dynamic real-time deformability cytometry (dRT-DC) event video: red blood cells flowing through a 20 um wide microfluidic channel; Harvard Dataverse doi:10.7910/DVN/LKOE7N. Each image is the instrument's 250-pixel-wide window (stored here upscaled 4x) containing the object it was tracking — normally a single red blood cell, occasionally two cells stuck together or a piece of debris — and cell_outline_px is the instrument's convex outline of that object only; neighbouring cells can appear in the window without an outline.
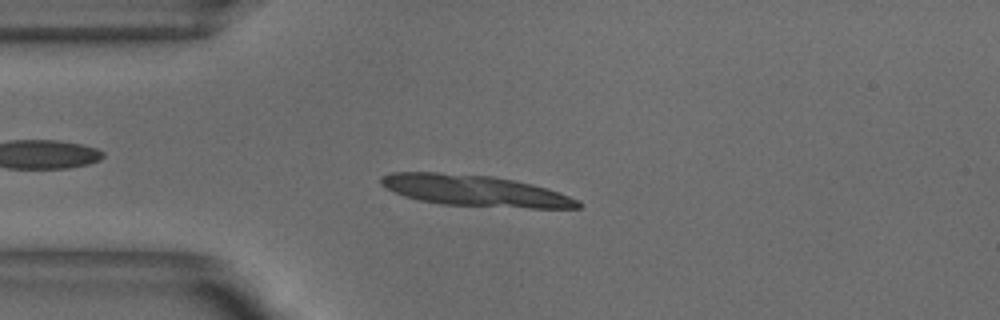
{"species": "common noctule bat (a hibernating species)", "species_latin": "Nyctalus noctula", "temperature_condition": "warm", "stored_images_in_passage": 12, "camera_frame_rate_fps": 3000, "um_per_image_px": 0.085, "animal": {"sex": "male", "body_mass_g": 18.8}, "frame": {"image": 1, "passage_image": 6, "time_ms": 1.667, "image_size_px": [1000, 320], "cell_outline_px": [[584, 204], [580, 208], [528, 208], [440, 204], [420, 200], [404, 196], [384, 188], [380, 184], [380, 176], [392, 172], [436, 172], [492, 176], [532, 184], [548, 188], [580, 200]], "centroid_in_image_um": [40.37, 16.21], "position_along_channel_um": 44.6, "area_um2": 35.89}}